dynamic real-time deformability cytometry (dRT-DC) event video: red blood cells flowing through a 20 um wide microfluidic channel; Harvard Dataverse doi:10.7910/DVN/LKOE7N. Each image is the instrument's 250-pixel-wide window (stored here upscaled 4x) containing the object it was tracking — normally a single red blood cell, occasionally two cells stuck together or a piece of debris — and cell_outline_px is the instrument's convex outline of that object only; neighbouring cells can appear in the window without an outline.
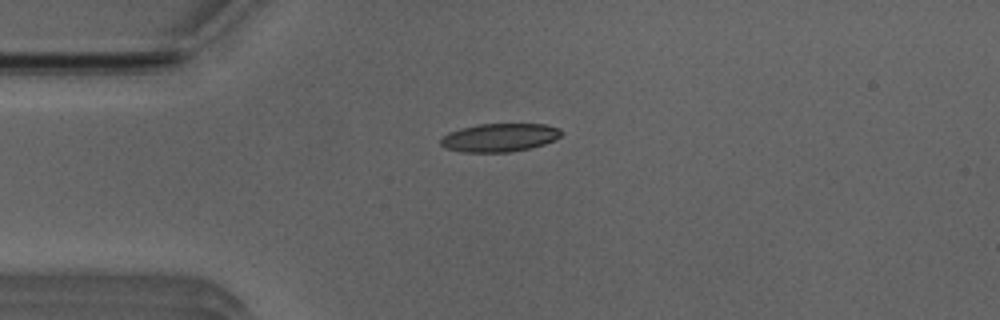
{"species": "Egyptian fruit bat (a non-hibernating species)", "species_latin": "Rousettus aegyptiacus", "temperature_condition": "room temperature", "stored_images_in_passage": 40, "camera_frame_rate_fps": 3000, "um_per_image_px": 0.085, "animal": {"sex": "male"}, "frame": {"image": 1, "passage_image": 1, "time_ms": 0.0, "image_size_px": [1000, 320], "cell_outline_px": [[564, 132], [556, 140], [544, 144], [528, 148], [508, 152], [464, 152], [444, 148], [440, 144], [440, 140], [448, 132], [460, 128], [480, 124], [544, 124], [560, 128]], "centroid_in_image_um": [42.47, 11.69], "position_along_channel_um": 42.5, "area_um2": 19.94}}
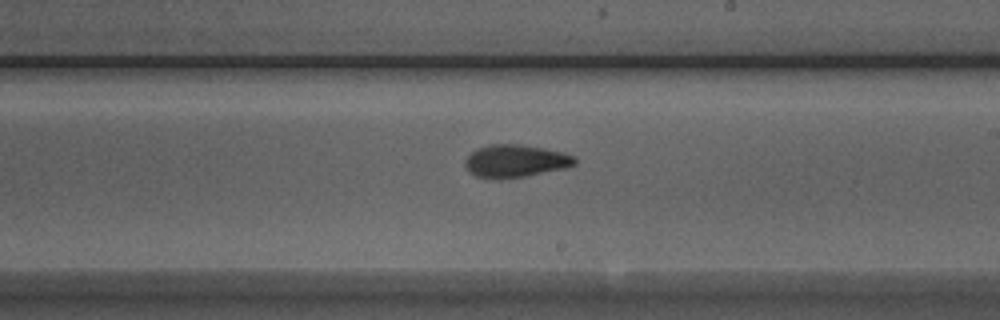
{"frame": {"image": 2, "passage_image": 18, "time_ms": 5.667, "image_size_px": [1000, 320], "cell_outline_px": [[576, 164], [568, 168], [524, 176], [500, 180], [476, 176], [464, 164], [464, 160], [476, 148], [488, 144], [520, 144], [544, 148], [564, 152], [576, 156]], "centroid_in_image_um": [43.85, 13.68], "position_along_channel_um": 245.2, "area_um2": 21.1}}
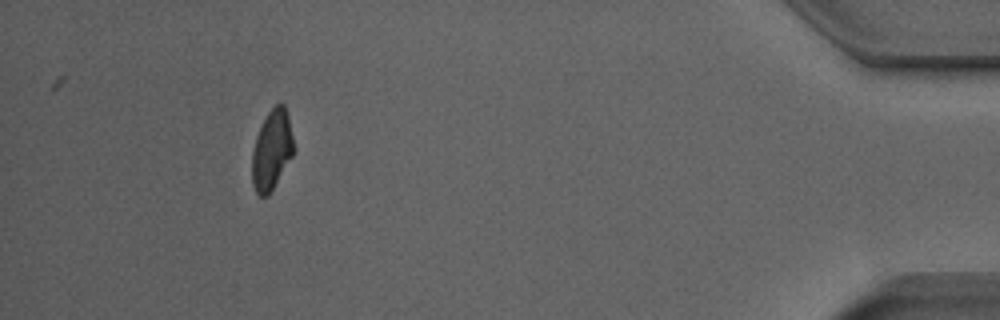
{"frame": {"image": 3, "passage_image": 36, "time_ms": 11.667, "image_size_px": [1000, 320], "cell_outline_px": [[292, 156], [268, 196], [260, 196], [256, 192], [252, 184], [252, 152], [256, 136], [268, 112], [276, 104], [284, 104], [288, 116], [292, 136]], "centroid_in_image_um": [23.07, 12.77], "position_along_channel_um": 412.1, "area_um2": 18.9}, "authors_computed_cell_mechanics": {"area_um2": 20.23, "velocity_mm_per_s": 3.9214, "shape_relaxation_time_tau1_ms": 8.8008, "shape_relaxation_time_tau2_ms": 3.0154, "deformation_change_tau1": 0.2206, "deformation_change_tau2": 0.0987}}